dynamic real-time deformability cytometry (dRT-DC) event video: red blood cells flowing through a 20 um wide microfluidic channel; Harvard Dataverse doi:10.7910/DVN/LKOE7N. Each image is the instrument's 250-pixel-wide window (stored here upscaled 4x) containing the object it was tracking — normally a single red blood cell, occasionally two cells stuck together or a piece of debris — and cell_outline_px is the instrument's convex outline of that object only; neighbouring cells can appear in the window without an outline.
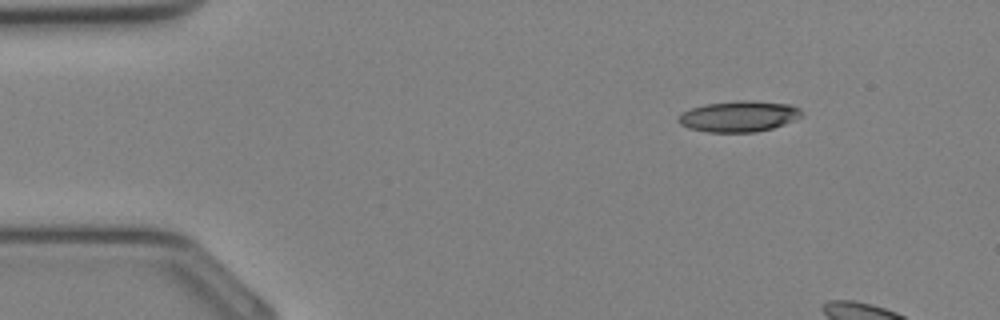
{"species": "Egyptian fruit bat (a non-hibernating species)", "species_latin": "Rousettus aegyptiacus", "temperature_condition": "cold", "stored_images_in_passage": 5, "camera_frame_rate_fps": 3000, "um_per_image_px": 0.085, "animal": {"sex": "female"}, "frame": {"image": 1, "passage_image": 1, "time_ms": 0.0, "image_size_px": [1000, 320], "cell_outline_px": [[804, 116], [784, 124], [772, 128], [756, 132], [708, 132], [688, 128], [680, 124], [676, 120], [684, 112], [692, 108], [704, 104], [736, 100], [752, 100], [788, 104], [800, 108], [804, 112]], "centroid_in_image_um": [62.84, 9.88], "position_along_channel_um": 22.2, "area_um2": 22.37}}